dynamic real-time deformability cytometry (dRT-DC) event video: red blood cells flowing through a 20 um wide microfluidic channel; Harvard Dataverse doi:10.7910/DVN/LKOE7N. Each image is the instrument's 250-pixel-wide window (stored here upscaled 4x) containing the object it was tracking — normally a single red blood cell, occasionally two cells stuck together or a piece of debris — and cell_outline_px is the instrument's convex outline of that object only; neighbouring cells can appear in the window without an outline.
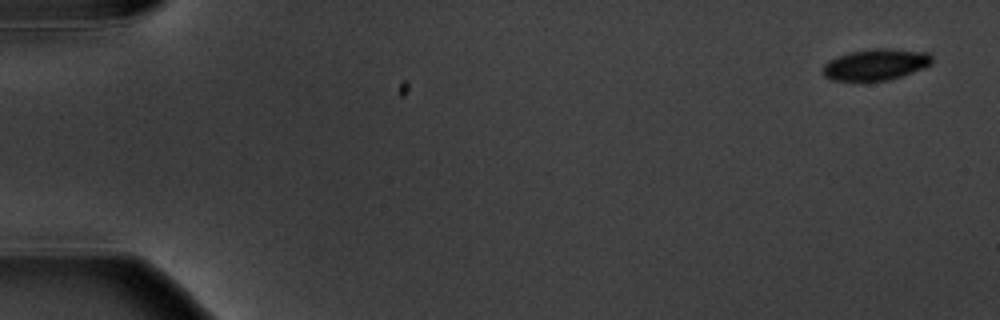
{"species": "common noctule bat (a hibernating species)", "species_latin": "Nyctalus noctula", "temperature_condition": "warm", "stored_images_in_passage": 5, "camera_frame_rate_fps": 3000, "um_per_image_px": 0.085, "animal": {"sex": "male", "body_mass_g": 20.1, "forearm_length_mm": 53.5}, "frame": {"image": 1, "passage_image": 1, "time_ms": 0.0, "image_size_px": [1000, 320], "cell_outline_px": [[932, 64], [924, 68], [888, 80], [832, 80], [824, 76], [824, 64], [828, 60], [836, 56], [848, 52], [876, 48], [888, 48], [928, 52], [932, 56]], "centroid_in_image_um": [74.45, 5.46], "position_along_channel_um": 10.6, "area_um2": 19.83}}
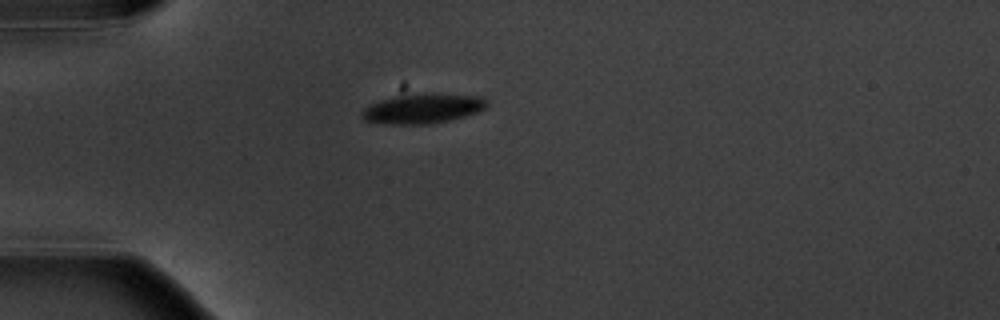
{"frame": {"image": 2, "passage_image": 5, "time_ms": 4.667, "image_size_px": [1000, 320], "cell_outline_px": [[488, 104], [484, 108], [476, 112], [464, 116], [432, 124], [392, 124], [364, 120], [360, 116], [360, 112], [364, 108], [380, 100], [392, 96], [412, 92], [440, 92], [484, 96], [488, 100]], "centroid_in_image_um": [35.96, 9.18], "position_along_channel_um": 49.0, "area_um2": 22.37}}